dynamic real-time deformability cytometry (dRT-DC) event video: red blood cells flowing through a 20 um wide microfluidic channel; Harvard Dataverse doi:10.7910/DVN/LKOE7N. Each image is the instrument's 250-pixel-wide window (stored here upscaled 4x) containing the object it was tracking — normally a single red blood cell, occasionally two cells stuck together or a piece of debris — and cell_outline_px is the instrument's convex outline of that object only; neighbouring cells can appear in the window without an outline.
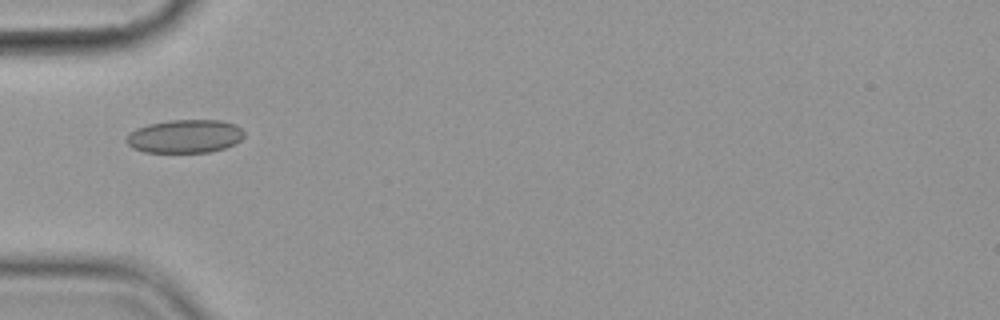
{"species": "common noctule bat (a hibernating species)", "species_latin": "Nyctalus noctula", "temperature_condition": "cold", "stored_images_in_passage": 5, "camera_frame_rate_fps": 3000, "um_per_image_px": 0.085, "animal": {"sex": "female", "body_mass_g": 19.9}, "frame": {"image": 1, "passage_image": 4, "time_ms": 3.667, "image_size_px": [1000, 320], "cell_outline_px": [[244, 136], [236, 144], [224, 148], [208, 152], [144, 152], [132, 148], [124, 140], [136, 128], [148, 124], [168, 120], [220, 120], [236, 124], [244, 132]], "centroid_in_image_um": [15.73, 11.58], "position_along_channel_um": 69.3, "area_um2": 22.95}}
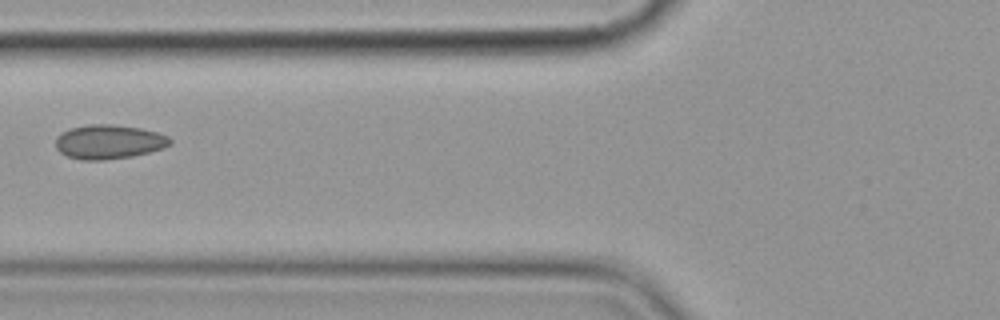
{"frame": {"image": 2, "passage_image": 5, "time_ms": 5.0, "image_size_px": [1000, 320], "cell_outline_px": [[172, 144], [164, 148], [132, 156], [104, 160], [80, 160], [68, 156], [60, 152], [56, 148], [56, 136], [72, 128], [88, 124], [112, 124], [140, 128], [156, 132], [168, 136], [172, 140]], "centroid_in_image_um": [9.27, 12.06], "position_along_channel_um": 116.5, "area_um2": 22.77}}